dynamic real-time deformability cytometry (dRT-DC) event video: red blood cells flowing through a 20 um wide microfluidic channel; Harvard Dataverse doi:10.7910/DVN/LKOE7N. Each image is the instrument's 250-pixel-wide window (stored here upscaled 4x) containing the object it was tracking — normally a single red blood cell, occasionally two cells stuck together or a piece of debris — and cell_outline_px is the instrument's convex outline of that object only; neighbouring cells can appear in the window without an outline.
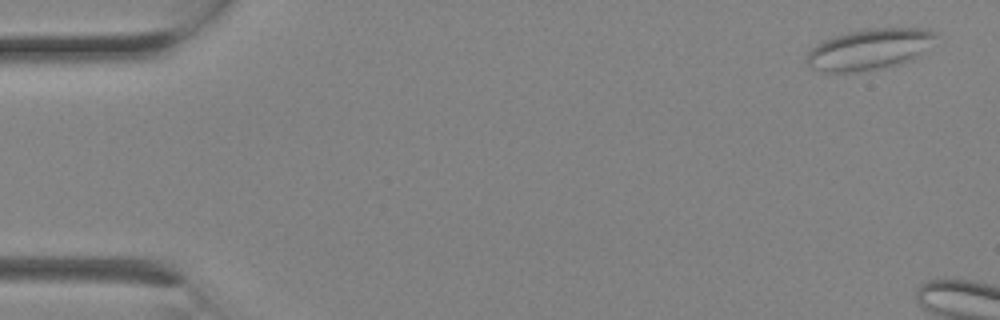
{"species": "Egyptian fruit bat (a non-hibernating species)", "species_latin": "Rousettus aegyptiacus", "temperature_condition": "room temperature", "stored_images_in_passage": 3, "camera_frame_rate_fps": 3000, "um_per_image_px": 0.085, "animal": {"sex": "female"}, "frame": {"image": 1, "passage_image": 1, "time_ms": 0.0, "image_size_px": [1000, 320], "cell_outline_px": [[936, 36], [920, 56], [912, 60], [900, 64], [884, 68], [860, 72], [824, 72], [812, 68], [808, 64], [808, 52], [816, 44], [824, 40], [848, 32], [872, 28], [928, 28], [936, 32]], "centroid_in_image_um": [73.93, 4.2], "position_along_channel_um": 11.1, "area_um2": 30.81}}